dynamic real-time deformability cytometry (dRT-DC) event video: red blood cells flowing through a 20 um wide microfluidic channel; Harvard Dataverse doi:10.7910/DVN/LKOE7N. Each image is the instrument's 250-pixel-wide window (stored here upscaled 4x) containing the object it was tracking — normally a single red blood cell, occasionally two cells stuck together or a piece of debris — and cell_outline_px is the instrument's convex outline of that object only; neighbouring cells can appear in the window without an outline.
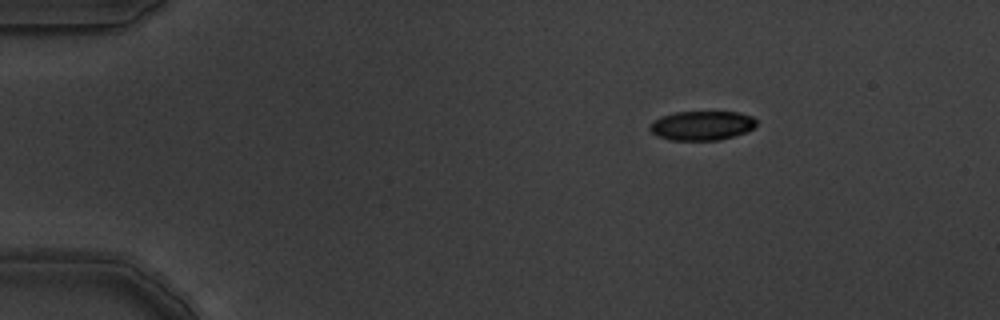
{"species": "common noctule bat (a hibernating species)", "species_latin": "Nyctalus noctula", "temperature_condition": "warm", "stored_images_in_passage": 6, "camera_frame_rate_fps": 3000, "um_per_image_px": 0.085, "animal": {"sex": "male", "body_mass_g": 19.5, "forearm_length_mm": 54.6}, "frame": {"image": 1, "passage_image": 6, "time_ms": 1.667, "image_size_px": [1000, 320], "cell_outline_px": [[756, 124], [752, 128], [744, 132], [720, 140], [668, 140], [656, 136], [648, 128], [652, 120], [660, 116], [676, 112], [736, 112], [752, 116], [756, 120]], "centroid_in_image_um": [59.59, 10.67], "position_along_channel_um": 25.4, "area_um2": 18.21}}